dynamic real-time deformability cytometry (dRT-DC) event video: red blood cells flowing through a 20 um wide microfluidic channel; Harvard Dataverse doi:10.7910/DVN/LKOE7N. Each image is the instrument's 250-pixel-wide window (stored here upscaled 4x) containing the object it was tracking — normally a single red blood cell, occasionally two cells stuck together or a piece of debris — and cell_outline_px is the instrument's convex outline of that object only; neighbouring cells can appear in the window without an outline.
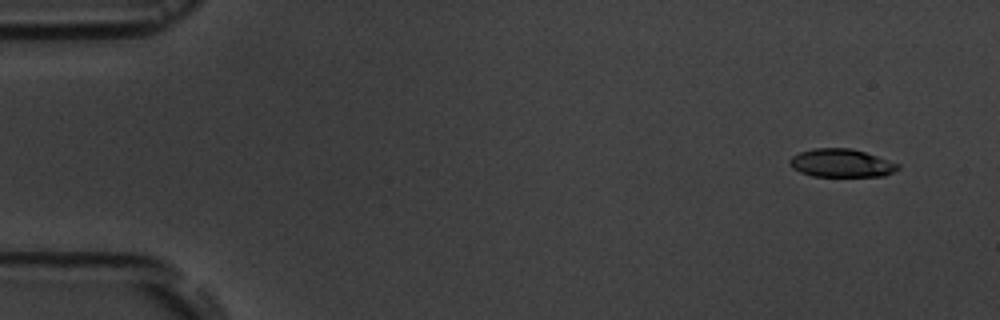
{"species": "common noctule bat (a hibernating species)", "species_latin": "Nyctalus noctula", "temperature_condition": "room temperature", "stored_images_in_passage": 4, "camera_frame_rate_fps": 3000, "um_per_image_px": 0.085, "animal": {"sex": "male", "body_mass_g": 19.5, "forearm_length_mm": 54.6}, "frame": {"image": 1, "passage_image": 1, "time_ms": 0.0, "image_size_px": [1000, 320], "cell_outline_px": [[900, 168], [884, 176], [812, 176], [800, 172], [792, 168], [788, 164], [788, 160], [792, 156], [800, 152], [812, 148], [852, 148], [900, 164]], "centroid_in_image_um": [71.47, 13.86], "position_along_channel_um": 13.5, "area_um2": 17.8}}
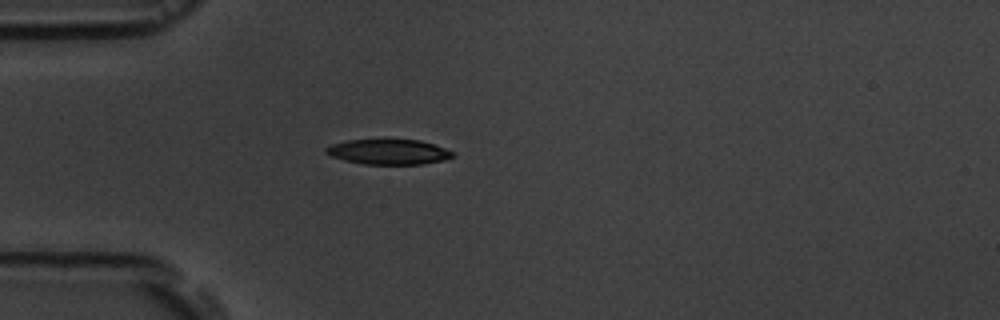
{"frame": {"image": 2, "passage_image": 4, "time_ms": 4.0, "image_size_px": [1000, 320], "cell_outline_px": [[456, 156], [444, 160], [420, 164], [364, 164], [344, 160], [332, 156], [324, 152], [324, 148], [332, 144], [348, 140], [420, 140], [456, 152]], "centroid_in_image_um": [33.04, 12.91], "position_along_channel_um": 52.0, "area_um2": 18.5}}